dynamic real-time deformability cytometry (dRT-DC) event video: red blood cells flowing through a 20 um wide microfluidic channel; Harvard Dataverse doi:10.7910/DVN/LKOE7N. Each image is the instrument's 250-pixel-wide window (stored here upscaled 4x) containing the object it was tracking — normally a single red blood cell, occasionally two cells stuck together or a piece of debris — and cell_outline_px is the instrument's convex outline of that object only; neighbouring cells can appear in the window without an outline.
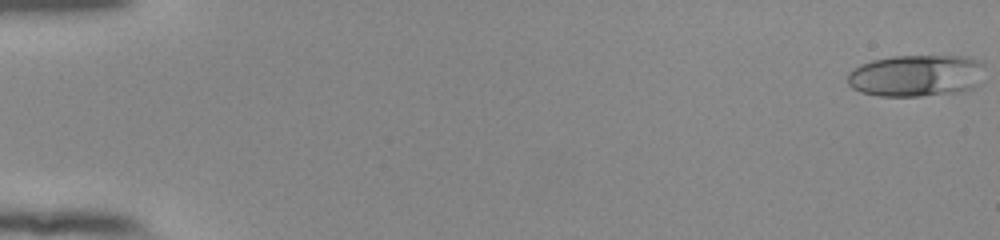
{"species": "human", "species_latin": "Homo sapiens", "temperature_condition": "room temperature", "stored_images_in_passage": 54, "camera_frame_rate_fps": 3000, "um_per_image_px": 0.085, "donor": {"sex": "female"}, "frame": {"image": 1, "passage_image": 1, "time_ms": 0.0, "image_size_px": [1000, 240], "cell_outline_px": [[984, 64], [976, 84], [968, 92], [920, 96], [880, 96], [860, 92], [852, 88], [848, 84], [848, 72], [860, 64], [872, 60], [892, 56], [968, 56], [984, 60]], "centroid_in_image_um": [77.88, 6.43], "position_along_channel_um": 7.1, "area_um2": 33.87}}
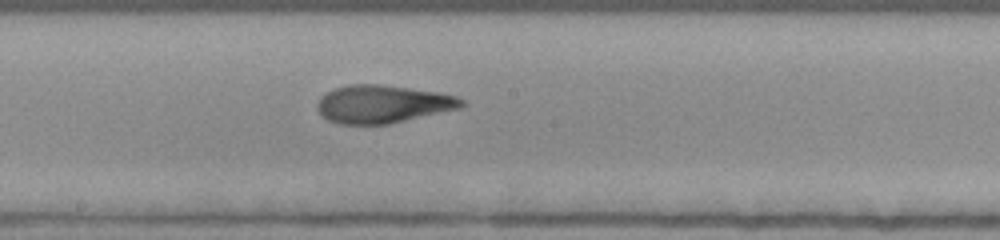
{"frame": {"image": 2, "passage_image": 31, "time_ms": 10.0, "image_size_px": [1000, 240], "cell_outline_px": [[464, 104], [460, 108], [388, 124], [336, 124], [320, 116], [316, 108], [316, 104], [320, 96], [332, 88], [348, 84], [380, 84], [440, 92], [456, 96], [464, 100]], "centroid_in_image_um": [32.46, 8.84], "position_along_channel_um": 215.7, "area_um2": 32.19}}
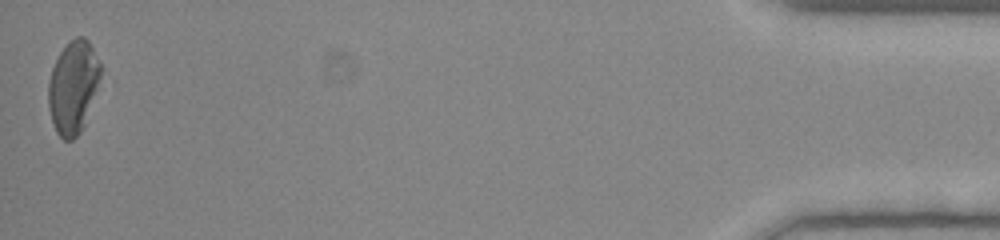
{"frame": {"image": 3, "passage_image": 54, "time_ms": 17.667, "image_size_px": [1000, 240], "cell_outline_px": [[104, 68], [84, 124], [80, 132], [72, 140], [64, 140], [56, 132], [48, 108], [48, 80], [52, 68], [60, 52], [76, 36], [84, 36], [88, 40]], "centroid_in_image_um": [6.23, 7.37], "position_along_channel_um": 429.0, "area_um2": 28.21}, "authors_computed_cell_mechanics": {"area_um2": 31.3276, "velocity_mm_per_s": 3.8797, "shape_relaxation_time_tau1_ms": 5.9618, "shape_relaxation_time_tau2_ms": 1.6693, "deformation_change_tau1": 0.1871, "deformation_change_tau2": 0.098}}